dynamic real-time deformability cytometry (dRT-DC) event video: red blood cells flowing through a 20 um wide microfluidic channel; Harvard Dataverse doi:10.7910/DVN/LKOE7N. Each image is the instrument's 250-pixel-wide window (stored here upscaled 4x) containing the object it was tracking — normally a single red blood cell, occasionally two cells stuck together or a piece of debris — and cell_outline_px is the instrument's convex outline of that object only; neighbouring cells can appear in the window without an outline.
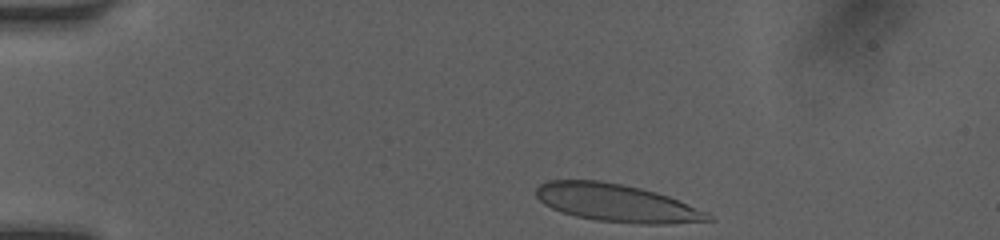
{"species": "human", "species_latin": "Homo sapiens", "temperature_condition": "room temperature", "stored_images_in_passage": 36, "camera_frame_rate_fps": 3000, "um_per_image_px": 0.085, "donor": {"sex": "female"}, "frame": {"image": 1, "passage_image": 1, "time_ms": 0.0, "image_size_px": [1000, 240], "cell_outline_px": [[716, 220], [668, 224], [640, 224], [596, 220], [576, 216], [560, 212], [544, 204], [536, 196], [536, 188], [540, 184], [548, 180], [600, 180], [640, 188], [656, 192], [668, 196], [708, 212]], "centroid_in_image_um": [52.42, 17.25], "position_along_channel_um": 32.6, "area_um2": 37.8}}
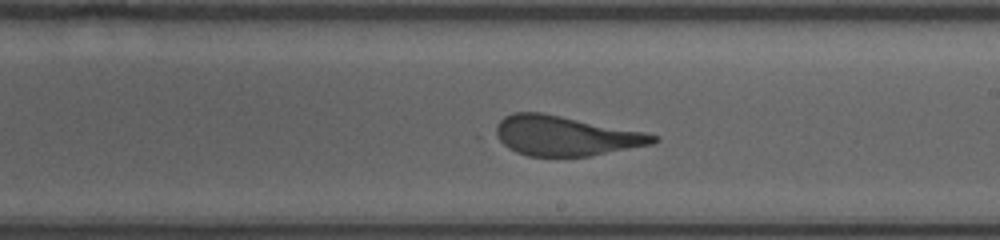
{"frame": {"image": 2, "passage_image": 21, "time_ms": 6.667, "image_size_px": [1000, 240], "cell_outline_px": [[660, 140], [652, 144], [588, 156], [528, 156], [516, 152], [508, 148], [492, 136], [496, 124], [504, 116], [512, 112], [540, 112], [644, 132], [660, 136]], "centroid_in_image_um": [47.99, 11.54], "position_along_channel_um": 241.0, "area_um2": 36.53}}
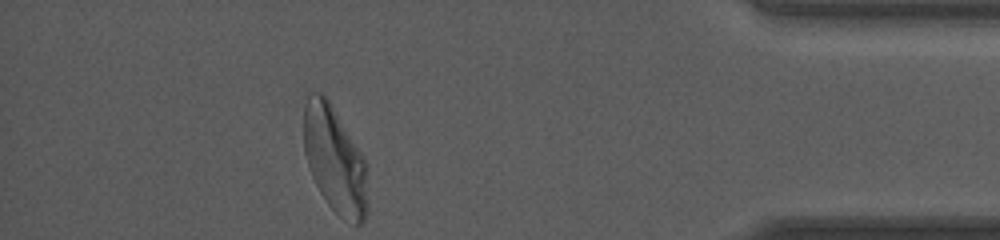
{"frame": {"image": 3, "passage_image": 36, "time_ms": 11.667, "image_size_px": [1000, 240], "cell_outline_px": [[368, 212], [364, 220], [360, 224], [356, 224], [344, 220], [328, 204], [320, 192], [308, 168], [304, 152], [304, 92], [324, 92], [328, 96], [368, 164]], "centroid_in_image_um": [28.47, 13.52], "position_along_channel_um": 406.7, "area_um2": 40.98}, "authors_computed_cell_mechanics": {"area_um2": 37.4255, "velocity_mm_per_s": 4.124, "shape_relaxation_time_tau1_ms": 10.3035, "shape_relaxation_time_tau2_ms": null, "deformation_change_tau1": 0.3033, "deformation_change_tau2": null}}